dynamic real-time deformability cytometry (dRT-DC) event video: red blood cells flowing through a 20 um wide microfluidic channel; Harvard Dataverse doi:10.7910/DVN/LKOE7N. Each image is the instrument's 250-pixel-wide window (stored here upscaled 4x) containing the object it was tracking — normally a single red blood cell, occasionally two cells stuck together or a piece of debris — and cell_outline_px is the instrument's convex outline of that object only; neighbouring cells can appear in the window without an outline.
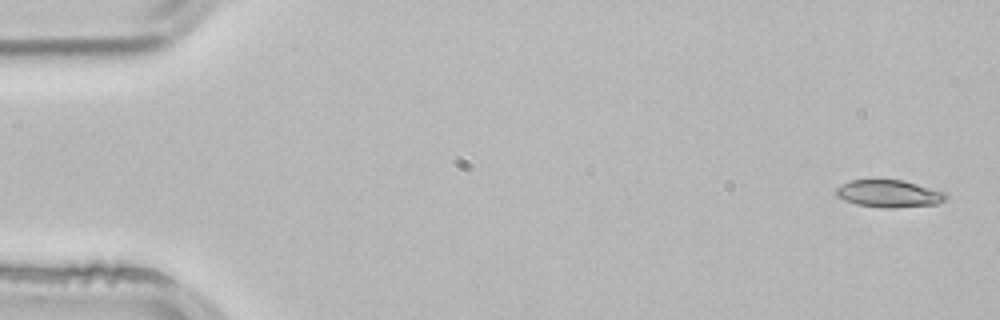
{"species": "common noctule bat (a hibernating species)", "species_latin": "Nyctalus noctula", "temperature_condition": "room temperature", "stored_images_in_passage": 4, "segment_of_instrument_passage": [1, 2], "camera_frame_rate_fps": 3000, "um_per_image_px": 0.085, "animal": {"sex": "male", "body_mass_g": 21.5, "forearm_length_mm": 52.0}, "frame": {"image": 1, "passage_image": 1, "time_ms": 0.0, "image_size_px": [1000, 320], "cell_outline_px": [[948, 196], [944, 200], [936, 204], [892, 208], [884, 208], [856, 204], [844, 200], [836, 196], [836, 188], [852, 180], [904, 180], [944, 192]], "centroid_in_image_um": [75.56, 16.47], "position_along_channel_um": 9.4, "area_um2": 17.28}}
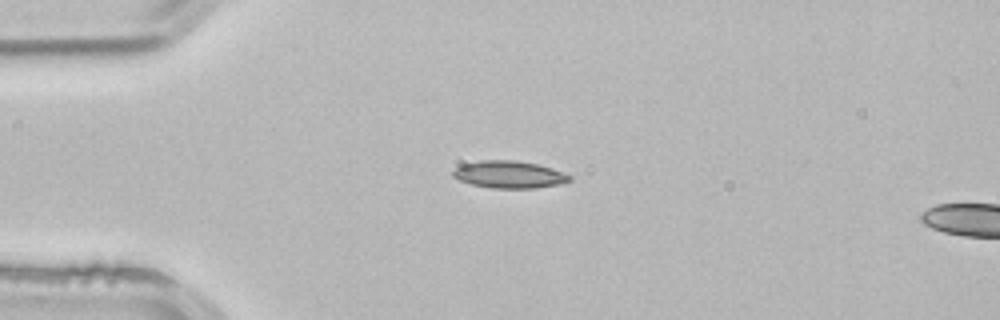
{"frame": {"image": 2, "passage_image": 3, "time_ms": 0.667, "image_size_px": [1000, 320], "cell_outline_px": [[572, 180], [560, 184], [536, 188], [492, 188], [472, 184], [456, 180], [452, 176], [452, 172], [456, 168], [464, 164], [480, 160], [516, 160], [536, 164], [552, 168], [572, 176]], "centroid_in_image_um": [43.27, 14.84], "position_along_channel_um": 41.7, "area_um2": 18.55}}